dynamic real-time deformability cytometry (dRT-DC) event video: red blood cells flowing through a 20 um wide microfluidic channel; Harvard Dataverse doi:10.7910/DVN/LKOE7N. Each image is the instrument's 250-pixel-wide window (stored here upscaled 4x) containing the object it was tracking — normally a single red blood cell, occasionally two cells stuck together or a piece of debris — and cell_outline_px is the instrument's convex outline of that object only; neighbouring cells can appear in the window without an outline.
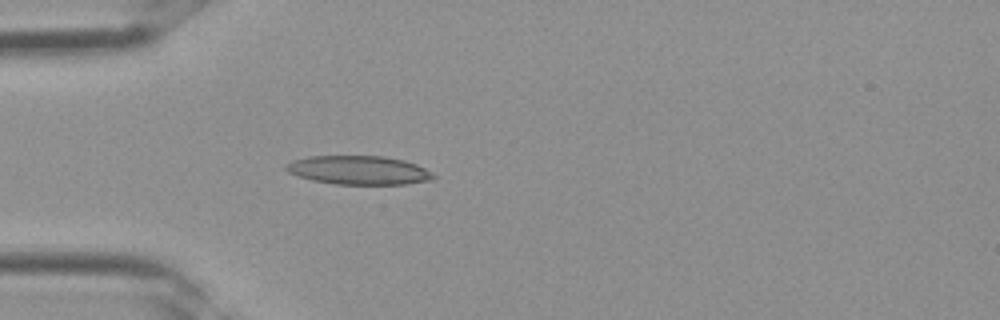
{"species": "Egyptian fruit bat (a non-hibernating species)", "species_latin": "Rousettus aegyptiacus", "temperature_condition": "room temperature", "stored_images_in_passage": 3, "camera_frame_rate_fps": 3000, "um_per_image_px": 0.085, "frame": {"image": 1, "passage_image": 3, "time_ms": 0.667, "image_size_px": [1000, 320], "cell_outline_px": [[436, 176], [432, 180], [408, 184], [336, 184], [312, 180], [288, 172], [284, 168], [284, 164], [292, 160], [312, 156], [384, 156], [404, 160], [416, 164], [432, 172]], "centroid_in_image_um": [30.5, 14.46], "position_along_channel_um": 54.5, "area_um2": 24.74}}